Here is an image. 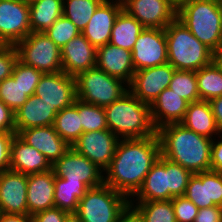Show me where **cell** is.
Returning <instances> with one entry per match:
<instances>
[{"instance_id": "6", "label": "cell", "mask_w": 222, "mask_h": 222, "mask_svg": "<svg viewBox=\"0 0 222 222\" xmlns=\"http://www.w3.org/2000/svg\"><path fill=\"white\" fill-rule=\"evenodd\" d=\"M129 204L126 196L103 183L87 190L74 215L81 222H117Z\"/></svg>"}, {"instance_id": "19", "label": "cell", "mask_w": 222, "mask_h": 222, "mask_svg": "<svg viewBox=\"0 0 222 222\" xmlns=\"http://www.w3.org/2000/svg\"><path fill=\"white\" fill-rule=\"evenodd\" d=\"M17 135L25 143L42 153L51 165L71 148V146L59 136L53 125L24 129Z\"/></svg>"}, {"instance_id": "57", "label": "cell", "mask_w": 222, "mask_h": 222, "mask_svg": "<svg viewBox=\"0 0 222 222\" xmlns=\"http://www.w3.org/2000/svg\"><path fill=\"white\" fill-rule=\"evenodd\" d=\"M24 1L27 3H31L32 1H35V0H24Z\"/></svg>"}, {"instance_id": "39", "label": "cell", "mask_w": 222, "mask_h": 222, "mask_svg": "<svg viewBox=\"0 0 222 222\" xmlns=\"http://www.w3.org/2000/svg\"><path fill=\"white\" fill-rule=\"evenodd\" d=\"M43 73L34 67L25 65L19 59L15 64L11 77L18 80L20 86L27 91V96L30 97L35 93L36 86Z\"/></svg>"}, {"instance_id": "43", "label": "cell", "mask_w": 222, "mask_h": 222, "mask_svg": "<svg viewBox=\"0 0 222 222\" xmlns=\"http://www.w3.org/2000/svg\"><path fill=\"white\" fill-rule=\"evenodd\" d=\"M18 59V51L15 45H5L0 49V82L11 77Z\"/></svg>"}, {"instance_id": "23", "label": "cell", "mask_w": 222, "mask_h": 222, "mask_svg": "<svg viewBox=\"0 0 222 222\" xmlns=\"http://www.w3.org/2000/svg\"><path fill=\"white\" fill-rule=\"evenodd\" d=\"M188 102L169 87L165 88L150 104L151 119L156 129L170 123H180L188 108Z\"/></svg>"}, {"instance_id": "18", "label": "cell", "mask_w": 222, "mask_h": 222, "mask_svg": "<svg viewBox=\"0 0 222 222\" xmlns=\"http://www.w3.org/2000/svg\"><path fill=\"white\" fill-rule=\"evenodd\" d=\"M97 48L82 33L61 48L62 71L76 77L96 67Z\"/></svg>"}, {"instance_id": "12", "label": "cell", "mask_w": 222, "mask_h": 222, "mask_svg": "<svg viewBox=\"0 0 222 222\" xmlns=\"http://www.w3.org/2000/svg\"><path fill=\"white\" fill-rule=\"evenodd\" d=\"M31 32L29 3L24 0H0V39L16 45Z\"/></svg>"}, {"instance_id": "52", "label": "cell", "mask_w": 222, "mask_h": 222, "mask_svg": "<svg viewBox=\"0 0 222 222\" xmlns=\"http://www.w3.org/2000/svg\"><path fill=\"white\" fill-rule=\"evenodd\" d=\"M214 61L222 67V43L214 52Z\"/></svg>"}, {"instance_id": "42", "label": "cell", "mask_w": 222, "mask_h": 222, "mask_svg": "<svg viewBox=\"0 0 222 222\" xmlns=\"http://www.w3.org/2000/svg\"><path fill=\"white\" fill-rule=\"evenodd\" d=\"M176 222H194L198 207L185 196H175L172 200Z\"/></svg>"}, {"instance_id": "45", "label": "cell", "mask_w": 222, "mask_h": 222, "mask_svg": "<svg viewBox=\"0 0 222 222\" xmlns=\"http://www.w3.org/2000/svg\"><path fill=\"white\" fill-rule=\"evenodd\" d=\"M16 133H0V173L10 169V151Z\"/></svg>"}, {"instance_id": "13", "label": "cell", "mask_w": 222, "mask_h": 222, "mask_svg": "<svg viewBox=\"0 0 222 222\" xmlns=\"http://www.w3.org/2000/svg\"><path fill=\"white\" fill-rule=\"evenodd\" d=\"M41 101L58 111L74 104L77 99L75 77L65 72L45 73L34 93Z\"/></svg>"}, {"instance_id": "27", "label": "cell", "mask_w": 222, "mask_h": 222, "mask_svg": "<svg viewBox=\"0 0 222 222\" xmlns=\"http://www.w3.org/2000/svg\"><path fill=\"white\" fill-rule=\"evenodd\" d=\"M63 15V0H35L29 3L31 32H45Z\"/></svg>"}, {"instance_id": "26", "label": "cell", "mask_w": 222, "mask_h": 222, "mask_svg": "<svg viewBox=\"0 0 222 222\" xmlns=\"http://www.w3.org/2000/svg\"><path fill=\"white\" fill-rule=\"evenodd\" d=\"M134 197H136L135 200H133ZM132 198L130 201L168 200V173H166L165 157L162 155L159 157Z\"/></svg>"}, {"instance_id": "24", "label": "cell", "mask_w": 222, "mask_h": 222, "mask_svg": "<svg viewBox=\"0 0 222 222\" xmlns=\"http://www.w3.org/2000/svg\"><path fill=\"white\" fill-rule=\"evenodd\" d=\"M10 169L29 175L51 170V164L42 153L16 134L11 144Z\"/></svg>"}, {"instance_id": "16", "label": "cell", "mask_w": 222, "mask_h": 222, "mask_svg": "<svg viewBox=\"0 0 222 222\" xmlns=\"http://www.w3.org/2000/svg\"><path fill=\"white\" fill-rule=\"evenodd\" d=\"M0 212L28 215L26 174L11 169L0 173Z\"/></svg>"}, {"instance_id": "4", "label": "cell", "mask_w": 222, "mask_h": 222, "mask_svg": "<svg viewBox=\"0 0 222 222\" xmlns=\"http://www.w3.org/2000/svg\"><path fill=\"white\" fill-rule=\"evenodd\" d=\"M168 63L176 70L198 71L214 61V52L201 43L178 18L165 27Z\"/></svg>"}, {"instance_id": "55", "label": "cell", "mask_w": 222, "mask_h": 222, "mask_svg": "<svg viewBox=\"0 0 222 222\" xmlns=\"http://www.w3.org/2000/svg\"><path fill=\"white\" fill-rule=\"evenodd\" d=\"M185 1H190V0H176L177 5H178L179 3H181V2H185Z\"/></svg>"}, {"instance_id": "29", "label": "cell", "mask_w": 222, "mask_h": 222, "mask_svg": "<svg viewBox=\"0 0 222 222\" xmlns=\"http://www.w3.org/2000/svg\"><path fill=\"white\" fill-rule=\"evenodd\" d=\"M54 185L55 207L74 214L79 200L84 197L89 188L81 181H67L61 177H55Z\"/></svg>"}, {"instance_id": "5", "label": "cell", "mask_w": 222, "mask_h": 222, "mask_svg": "<svg viewBox=\"0 0 222 222\" xmlns=\"http://www.w3.org/2000/svg\"><path fill=\"white\" fill-rule=\"evenodd\" d=\"M177 18L213 52L221 45L222 13L217 0L181 2L178 4Z\"/></svg>"}, {"instance_id": "20", "label": "cell", "mask_w": 222, "mask_h": 222, "mask_svg": "<svg viewBox=\"0 0 222 222\" xmlns=\"http://www.w3.org/2000/svg\"><path fill=\"white\" fill-rule=\"evenodd\" d=\"M96 67L108 75L121 79L127 85L135 72L132 52L107 43L97 48Z\"/></svg>"}, {"instance_id": "53", "label": "cell", "mask_w": 222, "mask_h": 222, "mask_svg": "<svg viewBox=\"0 0 222 222\" xmlns=\"http://www.w3.org/2000/svg\"><path fill=\"white\" fill-rule=\"evenodd\" d=\"M66 222H81L74 214H71Z\"/></svg>"}, {"instance_id": "46", "label": "cell", "mask_w": 222, "mask_h": 222, "mask_svg": "<svg viewBox=\"0 0 222 222\" xmlns=\"http://www.w3.org/2000/svg\"><path fill=\"white\" fill-rule=\"evenodd\" d=\"M0 133H15L14 112L0 100Z\"/></svg>"}, {"instance_id": "8", "label": "cell", "mask_w": 222, "mask_h": 222, "mask_svg": "<svg viewBox=\"0 0 222 222\" xmlns=\"http://www.w3.org/2000/svg\"><path fill=\"white\" fill-rule=\"evenodd\" d=\"M15 46L25 65L43 74L62 72L61 49L44 32H30Z\"/></svg>"}, {"instance_id": "3", "label": "cell", "mask_w": 222, "mask_h": 222, "mask_svg": "<svg viewBox=\"0 0 222 222\" xmlns=\"http://www.w3.org/2000/svg\"><path fill=\"white\" fill-rule=\"evenodd\" d=\"M104 110L108 129L119 139H141L157 134L150 105L140 101L129 90Z\"/></svg>"}, {"instance_id": "11", "label": "cell", "mask_w": 222, "mask_h": 222, "mask_svg": "<svg viewBox=\"0 0 222 222\" xmlns=\"http://www.w3.org/2000/svg\"><path fill=\"white\" fill-rule=\"evenodd\" d=\"M123 9L145 28H165L177 18L176 0H121Z\"/></svg>"}, {"instance_id": "30", "label": "cell", "mask_w": 222, "mask_h": 222, "mask_svg": "<svg viewBox=\"0 0 222 222\" xmlns=\"http://www.w3.org/2000/svg\"><path fill=\"white\" fill-rule=\"evenodd\" d=\"M53 127L59 136L70 146L83 134L78 114V99L75 100L73 105L58 111Z\"/></svg>"}, {"instance_id": "15", "label": "cell", "mask_w": 222, "mask_h": 222, "mask_svg": "<svg viewBox=\"0 0 222 222\" xmlns=\"http://www.w3.org/2000/svg\"><path fill=\"white\" fill-rule=\"evenodd\" d=\"M175 70L170 63L137 70L128 85V90L140 101L150 105L165 88L169 87Z\"/></svg>"}, {"instance_id": "47", "label": "cell", "mask_w": 222, "mask_h": 222, "mask_svg": "<svg viewBox=\"0 0 222 222\" xmlns=\"http://www.w3.org/2000/svg\"><path fill=\"white\" fill-rule=\"evenodd\" d=\"M194 222H222V207L215 205L198 209Z\"/></svg>"}, {"instance_id": "17", "label": "cell", "mask_w": 222, "mask_h": 222, "mask_svg": "<svg viewBox=\"0 0 222 222\" xmlns=\"http://www.w3.org/2000/svg\"><path fill=\"white\" fill-rule=\"evenodd\" d=\"M122 9L121 0H104L81 33L96 48L109 43L114 22Z\"/></svg>"}, {"instance_id": "48", "label": "cell", "mask_w": 222, "mask_h": 222, "mask_svg": "<svg viewBox=\"0 0 222 222\" xmlns=\"http://www.w3.org/2000/svg\"><path fill=\"white\" fill-rule=\"evenodd\" d=\"M217 138V141L213 139L211 145V170L222 172V133Z\"/></svg>"}, {"instance_id": "22", "label": "cell", "mask_w": 222, "mask_h": 222, "mask_svg": "<svg viewBox=\"0 0 222 222\" xmlns=\"http://www.w3.org/2000/svg\"><path fill=\"white\" fill-rule=\"evenodd\" d=\"M57 113L55 107H50L33 94L14 112L15 133L33 127L51 126Z\"/></svg>"}, {"instance_id": "35", "label": "cell", "mask_w": 222, "mask_h": 222, "mask_svg": "<svg viewBox=\"0 0 222 222\" xmlns=\"http://www.w3.org/2000/svg\"><path fill=\"white\" fill-rule=\"evenodd\" d=\"M78 114L83 133L108 129L104 107L78 99Z\"/></svg>"}, {"instance_id": "33", "label": "cell", "mask_w": 222, "mask_h": 222, "mask_svg": "<svg viewBox=\"0 0 222 222\" xmlns=\"http://www.w3.org/2000/svg\"><path fill=\"white\" fill-rule=\"evenodd\" d=\"M104 0H63V15L82 32Z\"/></svg>"}, {"instance_id": "31", "label": "cell", "mask_w": 222, "mask_h": 222, "mask_svg": "<svg viewBox=\"0 0 222 222\" xmlns=\"http://www.w3.org/2000/svg\"><path fill=\"white\" fill-rule=\"evenodd\" d=\"M196 79L200 100L222 96V67L215 61L196 71Z\"/></svg>"}, {"instance_id": "37", "label": "cell", "mask_w": 222, "mask_h": 222, "mask_svg": "<svg viewBox=\"0 0 222 222\" xmlns=\"http://www.w3.org/2000/svg\"><path fill=\"white\" fill-rule=\"evenodd\" d=\"M27 99V91L20 86L18 80L8 77L0 82V100L13 112L17 111Z\"/></svg>"}, {"instance_id": "1", "label": "cell", "mask_w": 222, "mask_h": 222, "mask_svg": "<svg viewBox=\"0 0 222 222\" xmlns=\"http://www.w3.org/2000/svg\"><path fill=\"white\" fill-rule=\"evenodd\" d=\"M160 156L157 134L141 139H120L110 165L104 170V183L130 200Z\"/></svg>"}, {"instance_id": "34", "label": "cell", "mask_w": 222, "mask_h": 222, "mask_svg": "<svg viewBox=\"0 0 222 222\" xmlns=\"http://www.w3.org/2000/svg\"><path fill=\"white\" fill-rule=\"evenodd\" d=\"M169 88L188 103L200 100L195 71L175 70Z\"/></svg>"}, {"instance_id": "40", "label": "cell", "mask_w": 222, "mask_h": 222, "mask_svg": "<svg viewBox=\"0 0 222 222\" xmlns=\"http://www.w3.org/2000/svg\"><path fill=\"white\" fill-rule=\"evenodd\" d=\"M184 196L191 200L198 209L215 206L214 203H208L207 182H202V172L191 176Z\"/></svg>"}, {"instance_id": "41", "label": "cell", "mask_w": 222, "mask_h": 222, "mask_svg": "<svg viewBox=\"0 0 222 222\" xmlns=\"http://www.w3.org/2000/svg\"><path fill=\"white\" fill-rule=\"evenodd\" d=\"M202 182H207L208 203L222 207V172H202Z\"/></svg>"}, {"instance_id": "51", "label": "cell", "mask_w": 222, "mask_h": 222, "mask_svg": "<svg viewBox=\"0 0 222 222\" xmlns=\"http://www.w3.org/2000/svg\"><path fill=\"white\" fill-rule=\"evenodd\" d=\"M0 222H31L28 215L5 214L0 212Z\"/></svg>"}, {"instance_id": "56", "label": "cell", "mask_w": 222, "mask_h": 222, "mask_svg": "<svg viewBox=\"0 0 222 222\" xmlns=\"http://www.w3.org/2000/svg\"><path fill=\"white\" fill-rule=\"evenodd\" d=\"M5 46V44L2 42V40L0 39V49L3 48Z\"/></svg>"}, {"instance_id": "32", "label": "cell", "mask_w": 222, "mask_h": 222, "mask_svg": "<svg viewBox=\"0 0 222 222\" xmlns=\"http://www.w3.org/2000/svg\"><path fill=\"white\" fill-rule=\"evenodd\" d=\"M130 204L140 213L144 222H176L171 200L130 201Z\"/></svg>"}, {"instance_id": "28", "label": "cell", "mask_w": 222, "mask_h": 222, "mask_svg": "<svg viewBox=\"0 0 222 222\" xmlns=\"http://www.w3.org/2000/svg\"><path fill=\"white\" fill-rule=\"evenodd\" d=\"M144 28L137 19L122 9L114 22L109 43L131 51Z\"/></svg>"}, {"instance_id": "25", "label": "cell", "mask_w": 222, "mask_h": 222, "mask_svg": "<svg viewBox=\"0 0 222 222\" xmlns=\"http://www.w3.org/2000/svg\"><path fill=\"white\" fill-rule=\"evenodd\" d=\"M180 123L185 128L210 139H214L216 135L218 136L221 133L217 127L211 106L205 100L189 103L185 116Z\"/></svg>"}, {"instance_id": "54", "label": "cell", "mask_w": 222, "mask_h": 222, "mask_svg": "<svg viewBox=\"0 0 222 222\" xmlns=\"http://www.w3.org/2000/svg\"><path fill=\"white\" fill-rule=\"evenodd\" d=\"M217 1H218V4H219L220 11L222 13V0H217Z\"/></svg>"}, {"instance_id": "10", "label": "cell", "mask_w": 222, "mask_h": 222, "mask_svg": "<svg viewBox=\"0 0 222 222\" xmlns=\"http://www.w3.org/2000/svg\"><path fill=\"white\" fill-rule=\"evenodd\" d=\"M51 169L55 177H61L67 181H81L88 188L104 183V171L72 147L51 165Z\"/></svg>"}, {"instance_id": "2", "label": "cell", "mask_w": 222, "mask_h": 222, "mask_svg": "<svg viewBox=\"0 0 222 222\" xmlns=\"http://www.w3.org/2000/svg\"><path fill=\"white\" fill-rule=\"evenodd\" d=\"M161 155L178 163L193 174L211 170L213 139L185 128L181 123H170L157 129Z\"/></svg>"}, {"instance_id": "38", "label": "cell", "mask_w": 222, "mask_h": 222, "mask_svg": "<svg viewBox=\"0 0 222 222\" xmlns=\"http://www.w3.org/2000/svg\"><path fill=\"white\" fill-rule=\"evenodd\" d=\"M44 33L61 49L81 31L62 15Z\"/></svg>"}, {"instance_id": "44", "label": "cell", "mask_w": 222, "mask_h": 222, "mask_svg": "<svg viewBox=\"0 0 222 222\" xmlns=\"http://www.w3.org/2000/svg\"><path fill=\"white\" fill-rule=\"evenodd\" d=\"M70 215L65 210L53 207L31 216V222H66Z\"/></svg>"}, {"instance_id": "14", "label": "cell", "mask_w": 222, "mask_h": 222, "mask_svg": "<svg viewBox=\"0 0 222 222\" xmlns=\"http://www.w3.org/2000/svg\"><path fill=\"white\" fill-rule=\"evenodd\" d=\"M119 141L106 129L83 133L71 147L104 171L110 165Z\"/></svg>"}, {"instance_id": "9", "label": "cell", "mask_w": 222, "mask_h": 222, "mask_svg": "<svg viewBox=\"0 0 222 222\" xmlns=\"http://www.w3.org/2000/svg\"><path fill=\"white\" fill-rule=\"evenodd\" d=\"M131 52L135 71L168 63L165 28H144Z\"/></svg>"}, {"instance_id": "50", "label": "cell", "mask_w": 222, "mask_h": 222, "mask_svg": "<svg viewBox=\"0 0 222 222\" xmlns=\"http://www.w3.org/2000/svg\"><path fill=\"white\" fill-rule=\"evenodd\" d=\"M218 129L222 133V96L209 101Z\"/></svg>"}, {"instance_id": "49", "label": "cell", "mask_w": 222, "mask_h": 222, "mask_svg": "<svg viewBox=\"0 0 222 222\" xmlns=\"http://www.w3.org/2000/svg\"><path fill=\"white\" fill-rule=\"evenodd\" d=\"M117 222H144V219L140 213L131 204H129L121 213Z\"/></svg>"}, {"instance_id": "7", "label": "cell", "mask_w": 222, "mask_h": 222, "mask_svg": "<svg viewBox=\"0 0 222 222\" xmlns=\"http://www.w3.org/2000/svg\"><path fill=\"white\" fill-rule=\"evenodd\" d=\"M75 83L77 99L99 107L108 106L128 90V85L121 79L97 67L78 74Z\"/></svg>"}, {"instance_id": "21", "label": "cell", "mask_w": 222, "mask_h": 222, "mask_svg": "<svg viewBox=\"0 0 222 222\" xmlns=\"http://www.w3.org/2000/svg\"><path fill=\"white\" fill-rule=\"evenodd\" d=\"M55 175L51 170L27 175L28 216L55 207Z\"/></svg>"}, {"instance_id": "36", "label": "cell", "mask_w": 222, "mask_h": 222, "mask_svg": "<svg viewBox=\"0 0 222 222\" xmlns=\"http://www.w3.org/2000/svg\"><path fill=\"white\" fill-rule=\"evenodd\" d=\"M166 173H168V200H172L175 196H184L193 173L167 158Z\"/></svg>"}]
</instances>
